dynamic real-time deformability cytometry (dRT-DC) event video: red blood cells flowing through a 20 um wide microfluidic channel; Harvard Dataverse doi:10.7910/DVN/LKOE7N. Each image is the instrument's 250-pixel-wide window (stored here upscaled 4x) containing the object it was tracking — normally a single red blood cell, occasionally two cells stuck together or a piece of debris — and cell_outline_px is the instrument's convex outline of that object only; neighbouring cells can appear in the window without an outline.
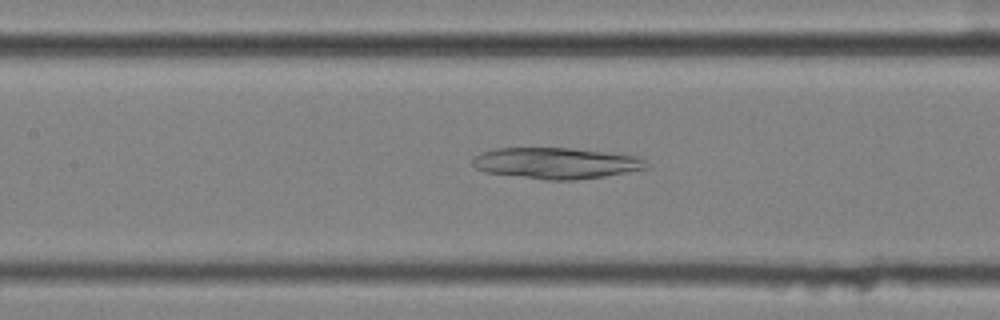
{"species": "common noctule bat (a hibernating species)", "species_latin": "Nyctalus noctula", "temperature_condition": "cold", "stored_images_in_passage": 55, "camera_frame_rate_fps": 3000, "um_per_image_px": 0.085, "animal": {"sex": "female", "body_mass_g": 25.1}, "frame": {"image": 1, "passage_image": 26, "time_ms": 8.333, "image_size_px": [1000, 320], "cell_outline_px": [[648, 168], [628, 172], [604, 176], [572, 180], [548, 180], [484, 172], [476, 168], [472, 164], [472, 156], [480, 152], [496, 148], [572, 148], [636, 156], [644, 160], [648, 164]], "centroid_in_image_um": [47.22, 13.86], "position_along_channel_um": 160.2, "area_um2": 31.5}}
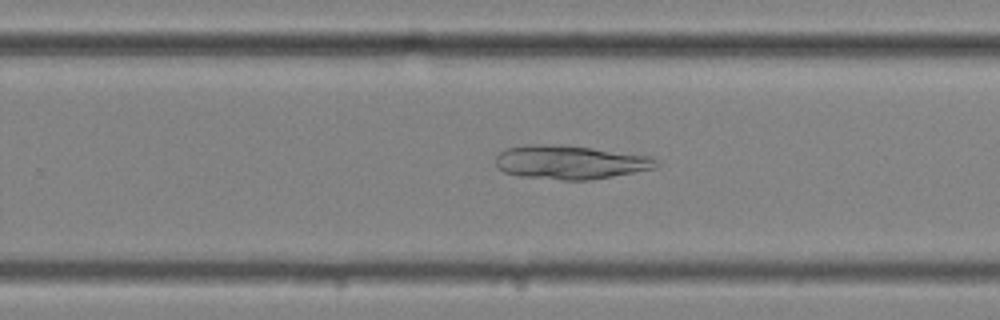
{"frame": {"image": 2, "passage_image": 36, "time_ms": 11.667, "image_size_px": [1000, 320], "cell_outline_px": [[660, 164], [656, 168], [612, 176], [588, 180], [564, 180], [520, 176], [504, 172], [496, 164], [496, 156], [504, 148], [524, 144], [564, 144], [652, 156]], "centroid_in_image_um": [48.46, 13.77], "position_along_channel_um": 281.3, "area_um2": 31.85}}
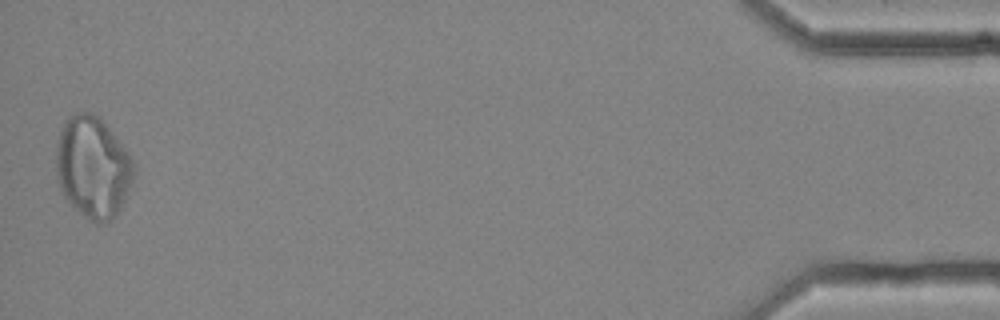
{"frame": {"image": 3, "passage_image": 55, "time_ms": 18.0, "image_size_px": [1000, 320], "cell_outline_px": [[136, 164], [132, 180], [124, 200], [120, 208], [108, 220], [96, 224], [88, 220], [64, 196], [60, 188], [56, 176], [56, 144], [64, 120], [76, 112], [92, 112], [100, 116], [128, 152]], "centroid_in_image_um": [7.88, 14.17], "position_along_channel_um": 427.3, "area_um2": 45.89}}